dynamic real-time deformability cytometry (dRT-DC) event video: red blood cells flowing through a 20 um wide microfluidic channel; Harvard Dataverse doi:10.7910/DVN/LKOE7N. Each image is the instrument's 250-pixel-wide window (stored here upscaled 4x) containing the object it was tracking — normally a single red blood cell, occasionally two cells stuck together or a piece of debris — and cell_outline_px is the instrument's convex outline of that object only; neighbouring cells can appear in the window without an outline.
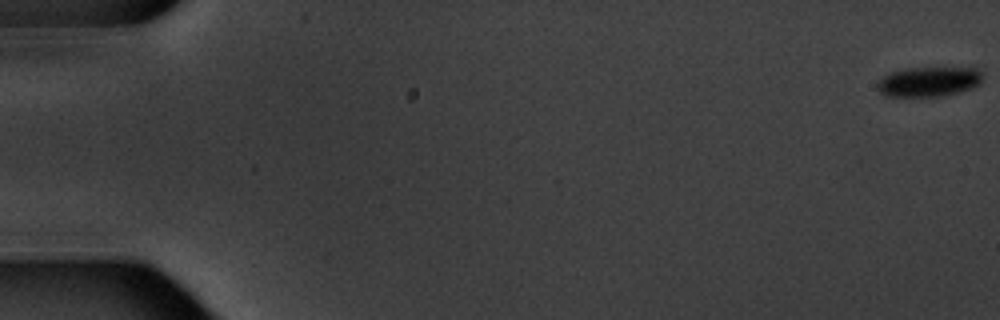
{"species": "common noctule bat (a hibernating species)", "species_latin": "Nyctalus noctula", "temperature_condition": "warm", "stored_images_in_passage": 4, "camera_frame_rate_fps": 3000, "um_per_image_px": 0.085, "animal": {"sex": "male", "body_mass_g": 20.1, "forearm_length_mm": 53.5}, "frame": {"image": 1, "passage_image": 1, "time_ms": 0.0, "image_size_px": [1000, 320], "cell_outline_px": [[980, 84], [972, 88], [940, 96], [884, 96], [876, 88], [876, 84], [888, 72], [908, 68], [976, 68], [980, 72]], "centroid_in_image_um": [78.88, 6.94], "position_along_channel_um": 6.1, "area_um2": 18.09}}